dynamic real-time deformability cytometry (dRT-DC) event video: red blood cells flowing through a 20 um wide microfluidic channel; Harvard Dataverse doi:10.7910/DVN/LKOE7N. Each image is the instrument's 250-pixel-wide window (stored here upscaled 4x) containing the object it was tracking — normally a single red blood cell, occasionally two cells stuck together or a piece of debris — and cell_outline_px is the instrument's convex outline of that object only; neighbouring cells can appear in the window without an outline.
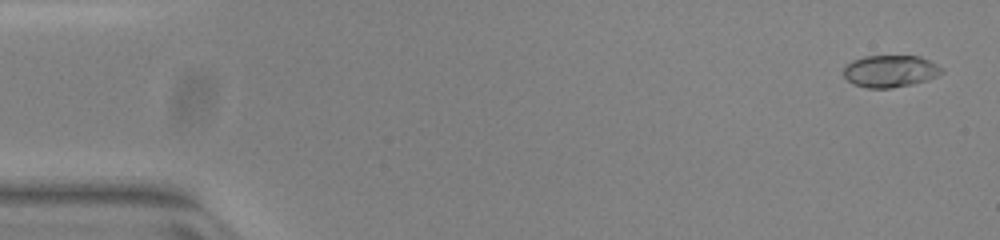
{"species": "common noctule bat (a hibernating species)", "species_latin": "Nyctalus noctula", "temperature_condition": "warm", "stored_images_in_passage": 52, "camera_frame_rate_fps": 3000, "um_per_image_px": 0.085, "animal": {"sex": "female", "body_mass_g": 23.0, "forearm_length_mm": 53.4}, "frame": {"image": 1, "passage_image": 2, "time_ms": 0.333, "image_size_px": [1000, 240], "cell_outline_px": [[944, 72], [928, 80], [912, 84], [892, 88], [868, 88], [852, 84], [844, 76], [844, 68], [852, 60], [864, 56], [920, 56], [944, 68]], "centroid_in_image_um": [75.68, 6.05], "position_along_channel_um": 9.3, "area_um2": 18.38}}
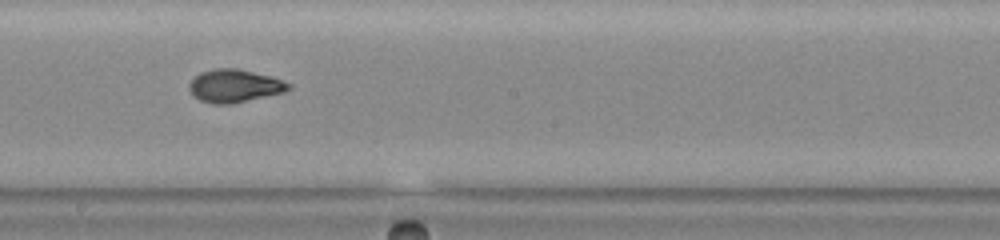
{"frame": {"image": 2, "passage_image": 29, "time_ms": 9.333, "image_size_px": [1000, 240], "cell_outline_px": [[292, 88], [284, 92], [232, 104], [212, 104], [200, 100], [192, 96], [188, 88], [188, 84], [200, 72], [216, 68], [236, 68], [272, 76], [292, 84]], "centroid_in_image_um": [19.93, 7.3], "position_along_channel_um": 228.3, "area_um2": 19.25}}
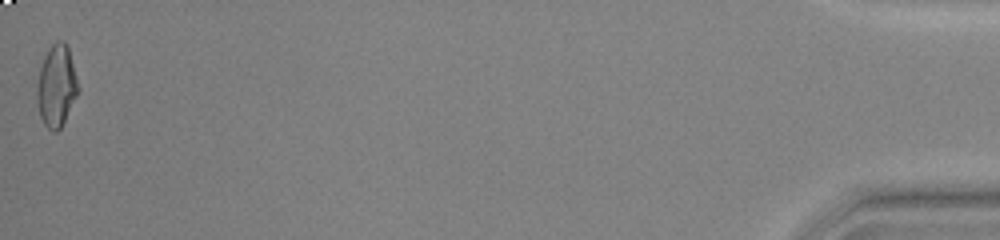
{"frame": {"image": 3, "passage_image": 52, "time_ms": 17.0, "image_size_px": [1000, 240], "cell_outline_px": [[80, 92], [60, 128], [56, 132], [52, 132], [44, 124], [40, 116], [36, 100], [36, 88], [40, 68], [44, 56], [48, 48], [56, 40], [64, 40], [68, 44], [80, 88]], "centroid_in_image_um": [4.82, 7.28], "position_along_channel_um": 430.4, "area_um2": 20.11}, "authors_computed_cell_mechanics": {"area_um2": 18.6694, "velocity_mm_per_s": 3.9547, "shape_relaxation_time_tau1_ms": 6.8473, "shape_relaxation_time_tau2_ms": 1.0082, "deformation_change_tau1": 0.2828, "deformation_change_tau2": 0.052}}